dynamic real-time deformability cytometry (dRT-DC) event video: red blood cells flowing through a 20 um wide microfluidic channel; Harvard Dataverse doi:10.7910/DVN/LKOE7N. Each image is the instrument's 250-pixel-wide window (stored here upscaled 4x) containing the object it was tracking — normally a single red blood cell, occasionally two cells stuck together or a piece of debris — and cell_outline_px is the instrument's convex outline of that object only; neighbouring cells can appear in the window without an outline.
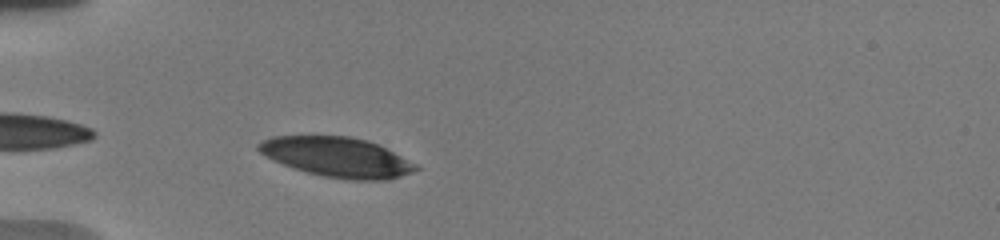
{"species": "human", "species_latin": "Homo sapiens", "temperature_condition": "warm", "stored_images_in_passage": 19, "camera_frame_rate_fps": 3000, "um_per_image_px": 0.085, "donor": {"sex": "male"}, "frame": {"image": 1, "passage_image": 8, "time_ms": 2.333, "image_size_px": [1000, 240], "cell_outline_px": [[420, 168], [412, 172], [388, 180], [348, 180], [324, 176], [292, 168], [260, 152], [256, 148], [256, 144], [264, 140], [276, 136], [348, 136], [368, 140], [416, 164]], "centroid_in_image_um": [28.65, 13.36], "position_along_channel_um": 56.3, "area_um2": 35.95}}
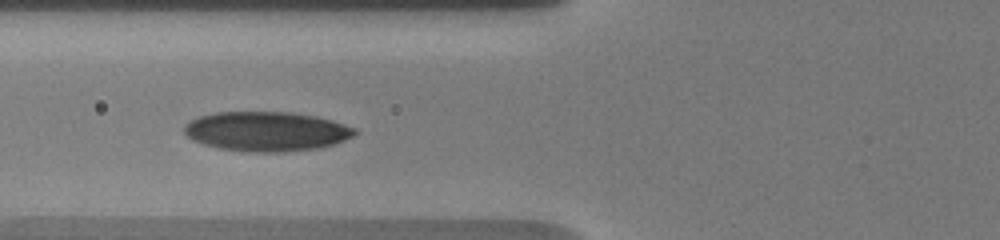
{"frame": {"image": 2, "passage_image": 18, "time_ms": 4.0, "image_size_px": [1000, 240], "cell_outline_px": [[360, 132], [344, 140], [332, 144], [316, 148], [284, 152], [248, 152], [220, 148], [204, 144], [192, 140], [184, 132], [184, 128], [192, 120], [200, 116], [216, 112], [292, 112], [316, 116], [332, 120], [356, 128]], "centroid_in_image_um": [22.68, 11.16], "position_along_channel_um": 103.1, "area_um2": 39.19}}